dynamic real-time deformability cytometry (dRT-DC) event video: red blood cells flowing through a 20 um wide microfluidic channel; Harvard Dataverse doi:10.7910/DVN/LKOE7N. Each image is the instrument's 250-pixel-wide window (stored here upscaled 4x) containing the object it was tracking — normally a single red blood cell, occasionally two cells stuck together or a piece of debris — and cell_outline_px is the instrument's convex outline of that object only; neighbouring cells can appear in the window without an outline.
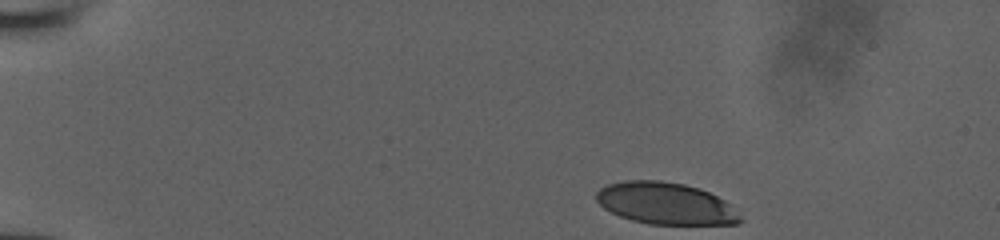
{"species": "human", "species_latin": "Homo sapiens", "temperature_condition": "room temperature", "stored_images_in_passage": 37, "camera_frame_rate_fps": 3000, "um_per_image_px": 0.085, "donor": {"sex": "male"}, "frame": {"image": 1, "passage_image": 1, "time_ms": 0.0, "image_size_px": [1000, 240], "cell_outline_px": [[744, 220], [736, 224], [648, 224], [632, 220], [620, 216], [604, 208], [596, 200], [596, 192], [600, 188], [608, 184], [624, 180], [660, 180], [684, 184], [700, 188], [724, 200]], "centroid_in_image_um": [56.55, 17.28], "position_along_channel_um": 28.4, "area_um2": 34.97}}
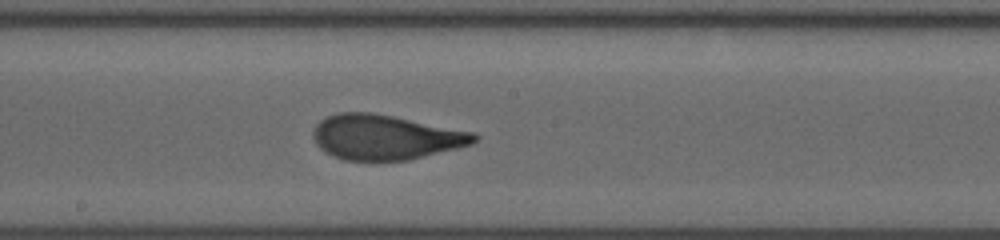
{"frame": {"image": 2, "passage_image": 22, "time_ms": 7.0, "image_size_px": [1000, 240], "cell_outline_px": [[480, 136], [472, 144], [408, 160], [344, 160], [332, 156], [324, 152], [316, 144], [312, 136], [312, 132], [316, 124], [320, 120], [328, 116], [340, 112], [372, 112], [476, 132]], "centroid_in_image_um": [32.74, 11.65], "position_along_channel_um": 215.5, "area_um2": 42.19}}
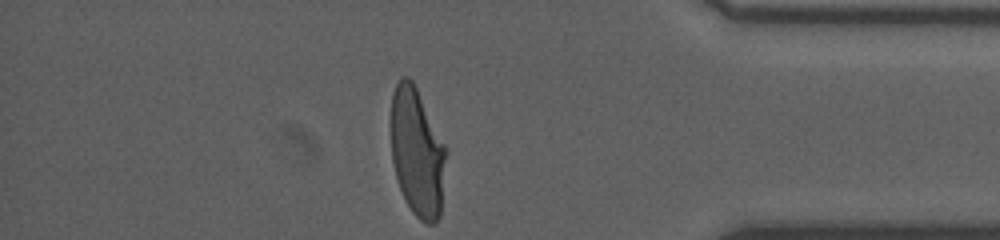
{"frame": {"image": 3, "passage_image": 37, "time_ms": 12.0, "image_size_px": [1000, 240], "cell_outline_px": [[448, 148], [440, 216], [432, 224], [428, 224], [420, 220], [412, 212], [400, 188], [396, 176], [392, 160], [392, 92], [400, 76], [408, 76], [412, 80]], "centroid_in_image_um": [35.49, 12.93], "position_along_channel_um": 399.7, "area_um2": 41.33}}